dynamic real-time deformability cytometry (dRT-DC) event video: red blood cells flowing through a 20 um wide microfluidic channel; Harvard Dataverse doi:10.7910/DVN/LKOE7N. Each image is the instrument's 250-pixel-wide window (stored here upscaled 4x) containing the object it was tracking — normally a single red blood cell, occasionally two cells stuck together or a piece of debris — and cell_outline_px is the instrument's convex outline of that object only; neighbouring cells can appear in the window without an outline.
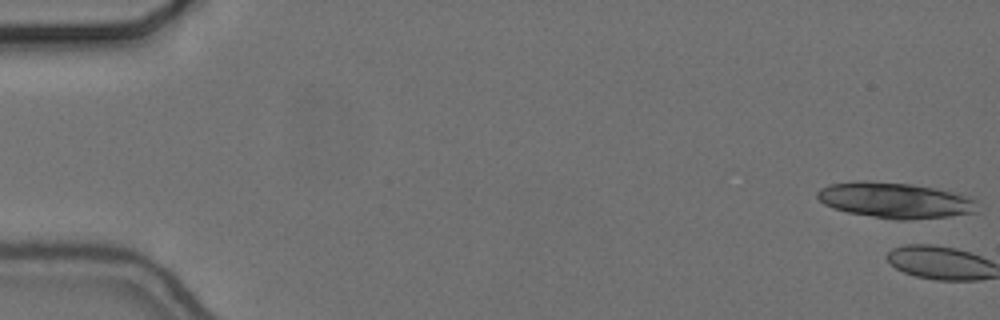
{"species": "common noctule bat (a hibernating species)", "species_latin": "Nyctalus noctula", "temperature_condition": "cold", "stored_images_in_passage": 2, "camera_frame_rate_fps": 3000, "um_per_image_px": 0.085, "animal": {"sex": "female", "body_mass_g": 24.6, "forearm_length_mm": 56.2}, "frame": {"image": 1, "passage_image": 1, "time_ms": 0.0, "image_size_px": [1000, 320], "cell_outline_px": [[980, 212], [948, 216], [908, 220], [896, 220], [848, 212], [832, 208], [824, 204], [816, 196], [816, 192], [820, 188], [828, 184], [856, 180], [864, 180], [912, 184], [936, 188], [972, 196], [976, 200]], "centroid_in_image_um": [76.11, 17.01], "position_along_channel_um": 8.9, "area_um2": 33.76}}